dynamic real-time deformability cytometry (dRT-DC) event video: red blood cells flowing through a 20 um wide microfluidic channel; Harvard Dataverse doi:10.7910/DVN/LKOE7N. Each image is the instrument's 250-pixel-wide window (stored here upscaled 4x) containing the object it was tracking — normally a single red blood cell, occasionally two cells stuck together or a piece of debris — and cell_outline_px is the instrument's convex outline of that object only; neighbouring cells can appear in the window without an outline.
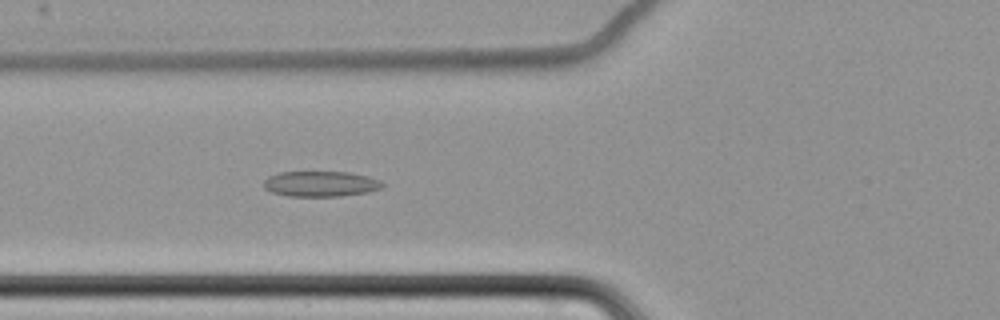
{"species": "common noctule bat (a hibernating species)", "species_latin": "Nyctalus noctula", "temperature_condition": "cold", "stored_images_in_passage": 42, "camera_frame_rate_fps": 3000, "um_per_image_px": 0.085, "animal": {"sex": "female", "body_mass_g": 22.7, "forearm_length_mm": 54.2}, "frame": {"image": 1, "passage_image": 5, "time_ms": 1.333, "image_size_px": [1000, 320], "cell_outline_px": [[384, 188], [368, 192], [340, 196], [288, 196], [272, 192], [264, 188], [264, 180], [268, 176], [280, 172], [348, 172], [368, 176], [380, 180], [384, 184]], "centroid_in_image_um": [27.27, 15.63], "position_along_channel_um": 98.5, "area_um2": 17.69}}
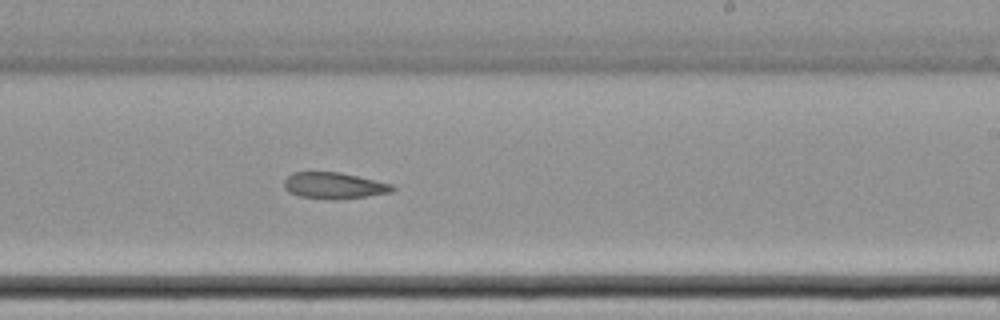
{"frame": {"image": 2, "passage_image": 19, "time_ms": 6.0, "image_size_px": [1000, 320], "cell_outline_px": [[396, 188], [392, 192], [368, 196], [340, 200], [332, 200], [300, 196], [288, 192], [284, 188], [284, 180], [292, 172], [340, 172], [392, 184]], "centroid_in_image_um": [28.39, 15.78], "position_along_channel_um": 260.6, "area_um2": 16.76}}
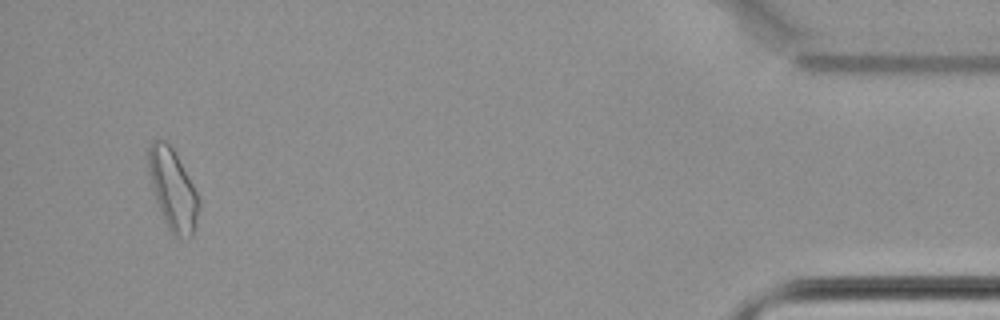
{"frame": {"image": 3, "passage_image": 39, "time_ms": 12.667, "image_size_px": [1000, 320], "cell_outline_px": [[200, 208], [192, 236], [176, 236], [168, 228], [156, 200], [148, 168], [148, 148], [152, 140], [164, 140], [172, 148], [192, 184], [200, 200]], "centroid_in_image_um": [14.69, 16.1], "position_along_channel_um": 420.5, "area_um2": 23.0}}